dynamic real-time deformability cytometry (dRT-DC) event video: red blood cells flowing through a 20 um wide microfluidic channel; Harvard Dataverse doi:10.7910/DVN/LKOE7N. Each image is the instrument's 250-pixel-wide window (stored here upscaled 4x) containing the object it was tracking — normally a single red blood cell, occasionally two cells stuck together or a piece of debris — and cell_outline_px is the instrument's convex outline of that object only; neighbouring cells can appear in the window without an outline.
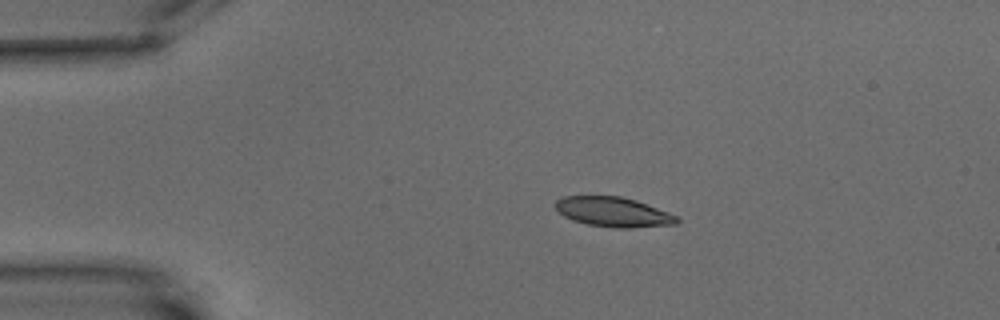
{"species": "common noctule bat (a hibernating species)", "species_latin": "Nyctalus noctula", "temperature_condition": "warm", "stored_images_in_passage": 6, "camera_frame_rate_fps": 3000, "um_per_image_px": 0.085, "animal": {"sex": "male", "body_mass_g": 15.6}, "frame": {"image": 1, "passage_image": 3, "time_ms": 2.667, "image_size_px": [1000, 320], "cell_outline_px": [[680, 220], [676, 224], [628, 228], [616, 228], [588, 224], [572, 220], [564, 216], [556, 208], [556, 200], [564, 196], [620, 196], [636, 200], [668, 212], [676, 216]], "centroid_in_image_um": [52.13, 18.01], "position_along_channel_um": 32.9, "area_um2": 20.87}}
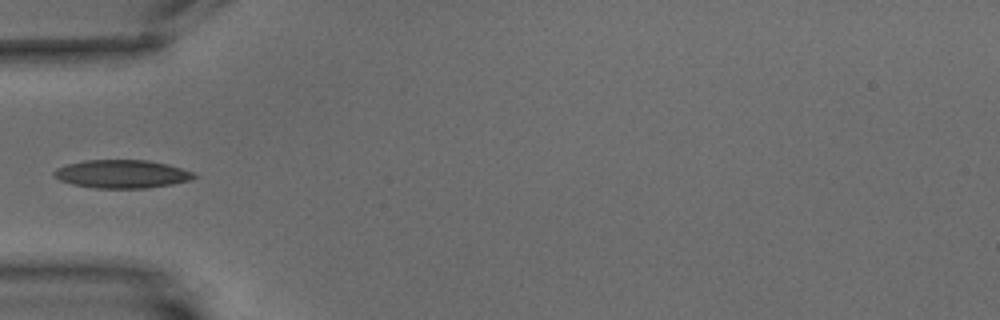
{"frame": {"image": 2, "passage_image": 5, "time_ms": 5.333, "image_size_px": [1000, 320], "cell_outline_px": [[200, 176], [192, 180], [172, 184], [148, 188], [96, 188], [72, 184], [60, 180], [52, 176], [52, 172], [56, 168], [68, 164], [84, 160], [148, 160], [180, 168], [192, 172]], "centroid_in_image_um": [10.35, 14.79], "position_along_channel_um": 74.7, "area_um2": 23.06}}